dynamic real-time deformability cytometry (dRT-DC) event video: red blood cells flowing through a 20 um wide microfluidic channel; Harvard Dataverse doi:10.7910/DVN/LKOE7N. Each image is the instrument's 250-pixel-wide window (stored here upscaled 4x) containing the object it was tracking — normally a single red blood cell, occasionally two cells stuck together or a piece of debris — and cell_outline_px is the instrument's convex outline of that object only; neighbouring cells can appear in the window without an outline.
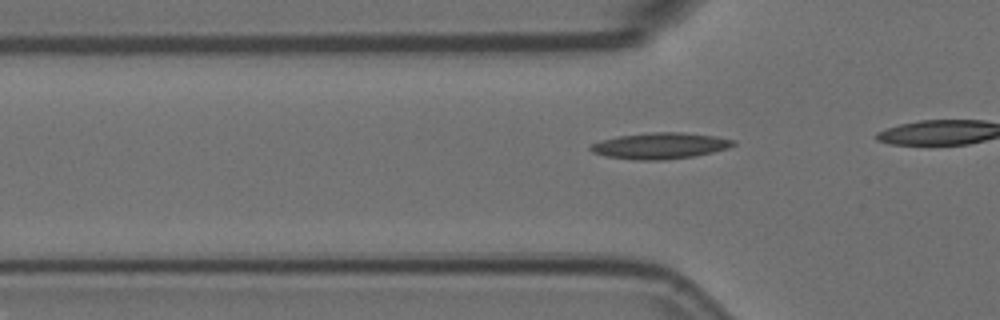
{"species": "Egyptian fruit bat (a non-hibernating species)", "species_latin": "Rousettus aegyptiacus", "temperature_condition": "room temperature", "stored_images_in_passage": 20, "camera_frame_rate_fps": 3000, "um_per_image_px": 0.085, "animal": {"sex": "female"}, "frame": {"image": 1, "passage_image": 14, "time_ms": 4.333, "image_size_px": [1000, 320], "cell_outline_px": [[736, 144], [728, 148], [696, 156], [664, 160], [636, 160], [604, 156], [592, 152], [588, 148], [592, 144], [600, 140], [616, 136], [648, 132], [684, 132], [716, 136], [736, 140]], "centroid_in_image_um": [56.1, 12.38], "position_along_channel_um": 69.7, "area_um2": 22.08}}
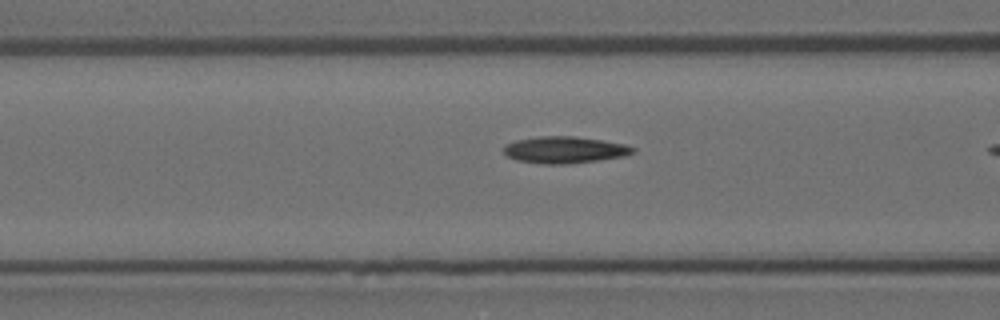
{"frame": {"image": 2, "passage_image": 18, "time_ms": 5.667, "image_size_px": [1000, 320], "cell_outline_px": [[636, 152], [624, 156], [596, 160], [564, 164], [544, 164], [516, 160], [508, 156], [504, 152], [504, 144], [516, 140], [540, 136], [576, 136], [624, 144], [636, 148]], "centroid_in_image_um": [47.98, 12.73], "position_along_channel_um": 118.6, "area_um2": 20.0}}